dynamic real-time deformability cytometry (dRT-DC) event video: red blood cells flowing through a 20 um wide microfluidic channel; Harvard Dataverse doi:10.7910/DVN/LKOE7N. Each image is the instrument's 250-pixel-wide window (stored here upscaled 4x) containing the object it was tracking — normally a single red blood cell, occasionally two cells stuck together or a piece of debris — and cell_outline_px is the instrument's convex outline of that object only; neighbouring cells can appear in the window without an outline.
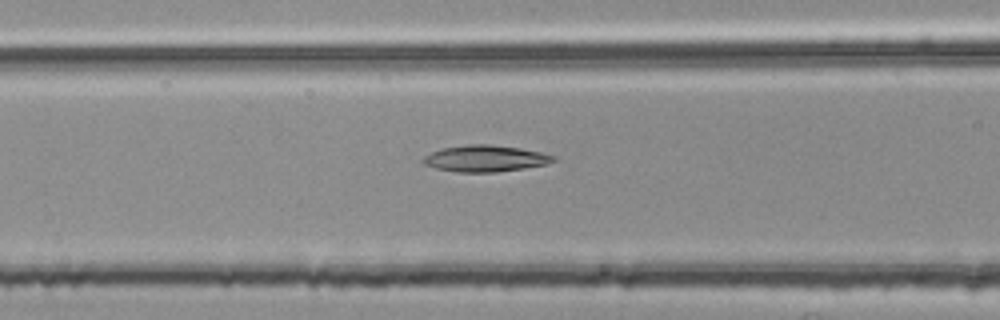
{"species": "common noctule bat (a hibernating species)", "species_latin": "Nyctalus noctula", "temperature_condition": "room temperature", "stored_images_in_passage": 54, "camera_frame_rate_fps": 3000, "um_per_image_px": 0.085, "animal": {"sex": "female", "body_mass_g": 25.1}, "frame": {"image": 1, "passage_image": 22, "time_ms": 7.0, "image_size_px": [1000, 320], "cell_outline_px": [[556, 160], [548, 164], [524, 168], [496, 172], [456, 172], [436, 168], [424, 164], [420, 160], [424, 156], [440, 148], [468, 144], [488, 144], [520, 148], [540, 152], [556, 156]], "centroid_in_image_um": [41.23, 13.47], "position_along_channel_um": 125.4, "area_um2": 20.17}}
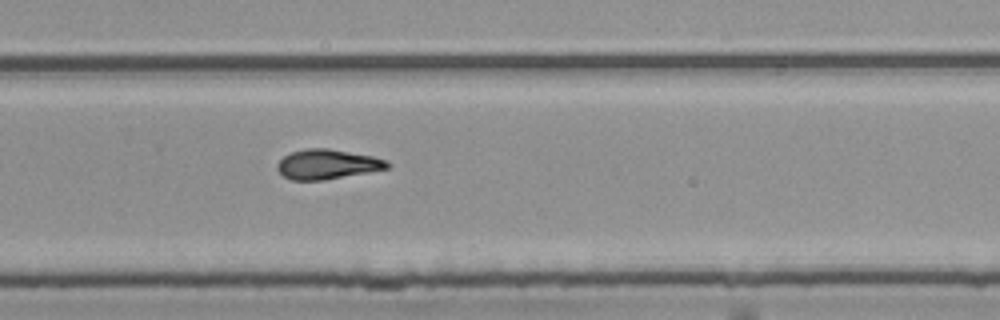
{"frame": {"image": 2, "passage_image": 36, "time_ms": 11.667, "image_size_px": [1000, 320], "cell_outline_px": [[392, 164], [388, 168], [368, 172], [324, 180], [292, 180], [284, 176], [276, 168], [276, 164], [284, 156], [292, 152], [304, 148], [328, 148], [372, 156], [388, 160]], "centroid_in_image_um": [27.83, 13.96], "position_along_channel_um": 302.0, "area_um2": 19.07}}
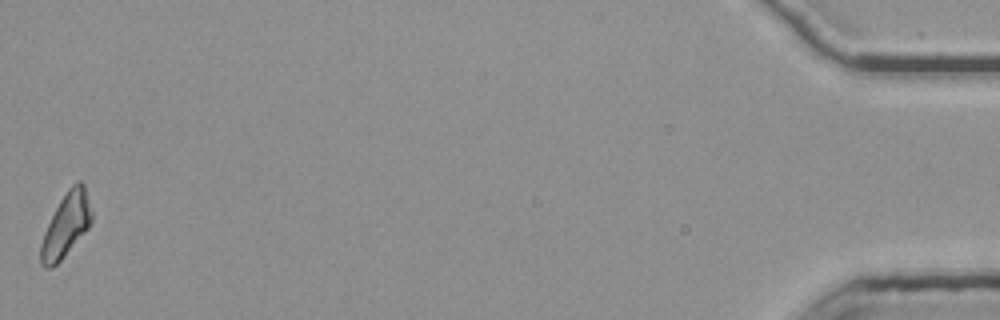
{"frame": {"image": 3, "passage_image": 54, "time_ms": 17.667, "image_size_px": [1000, 320], "cell_outline_px": [[92, 220], [88, 228], [60, 260], [52, 268], [44, 268], [40, 264], [40, 244], [44, 232], [60, 200], [68, 188], [76, 180], [80, 180], [84, 184], [92, 212]], "centroid_in_image_um": [5.6, 19.12], "position_along_channel_um": 429.6, "area_um2": 18.67}, "authors_computed_cell_mechanics": {"area_um2": 19.1318, "velocity_mm_per_s": 3.7971, "shape_relaxation_time_tau1_ms": null, "shape_relaxation_time_tau2_ms": 6.9542, "deformation_change_tau1": null, "deformation_change_tau2": 0.1674}}